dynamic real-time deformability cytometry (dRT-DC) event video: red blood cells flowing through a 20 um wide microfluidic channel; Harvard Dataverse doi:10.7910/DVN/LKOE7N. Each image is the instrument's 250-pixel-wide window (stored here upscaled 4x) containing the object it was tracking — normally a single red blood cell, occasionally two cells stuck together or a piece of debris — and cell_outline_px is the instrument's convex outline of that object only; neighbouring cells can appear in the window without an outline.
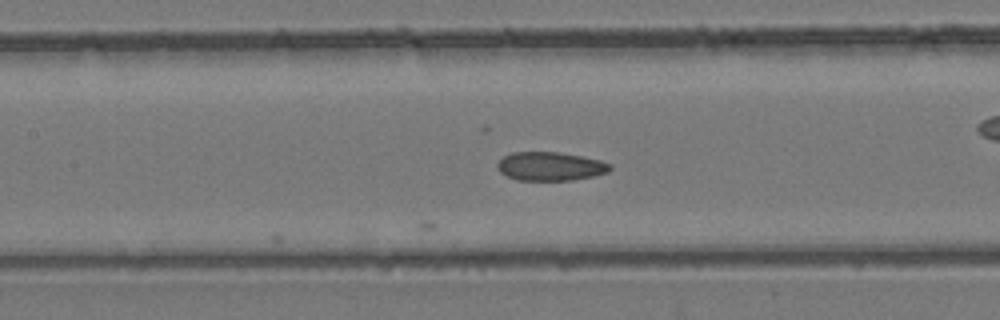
{"species": "common noctule bat (a hibernating species)", "species_latin": "Nyctalus noctula", "temperature_condition": "room temperature", "stored_images_in_passage": 38, "camera_frame_rate_fps": 3000, "um_per_image_px": 0.085, "animal": {"sex": "female", "body_mass_g": 24.6, "forearm_length_mm": 56.2}, "frame": {"image": 1, "passage_image": 16, "time_ms": 5.0, "image_size_px": [1000, 320], "cell_outline_px": [[612, 168], [608, 172], [592, 176], [572, 180], [516, 180], [500, 172], [496, 168], [496, 164], [504, 156], [512, 152], [556, 152], [580, 156], [600, 160], [612, 164]], "centroid_in_image_um": [46.76, 14.14], "position_along_channel_um": 160.6, "area_um2": 18.79}}
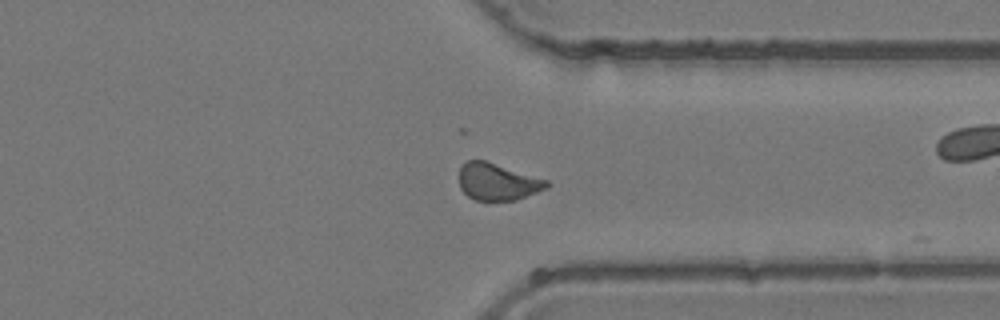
{"frame": {"image": 2, "passage_image": 28, "time_ms": 9.0, "image_size_px": [1000, 320], "cell_outline_px": [[548, 188], [516, 200], [476, 200], [468, 196], [460, 188], [460, 168], [468, 160], [484, 160], [548, 180]], "centroid_in_image_um": [42.3, 15.46], "position_along_channel_um": 369.1, "area_um2": 18.61}}